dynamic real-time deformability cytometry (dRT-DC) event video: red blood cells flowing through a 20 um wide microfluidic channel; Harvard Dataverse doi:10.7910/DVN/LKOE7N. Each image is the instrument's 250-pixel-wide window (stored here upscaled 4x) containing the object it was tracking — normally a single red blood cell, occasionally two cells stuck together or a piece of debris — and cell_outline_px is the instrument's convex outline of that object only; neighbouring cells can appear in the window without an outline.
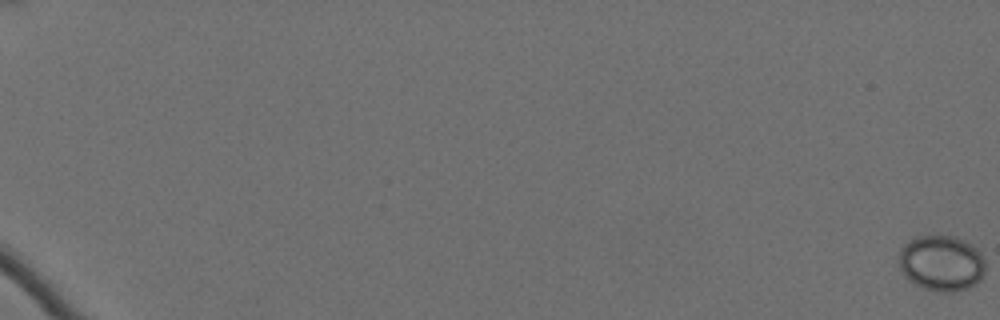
{"species": "Egyptian fruit bat (a non-hibernating species)", "species_latin": "Rousettus aegyptiacus", "temperature_condition": "cold", "stored_images_in_passage": 62, "camera_frame_rate_fps": 3000, "um_per_image_px": 0.085, "animal": {"sex": "female"}, "frame": {"image": 1, "passage_image": 1, "time_ms": 0.0, "image_size_px": [1000, 320], "cell_outline_px": [[984, 272], [980, 280], [976, 284], [968, 288], [952, 292], [940, 292], [924, 288], [916, 284], [900, 272], [900, 248], [908, 240], [920, 236], [956, 236], [964, 240], [976, 248], [980, 252], [984, 260]], "centroid_in_image_um": [80.03, 22.36], "position_along_channel_um": 5.0, "area_um2": 28.03}}
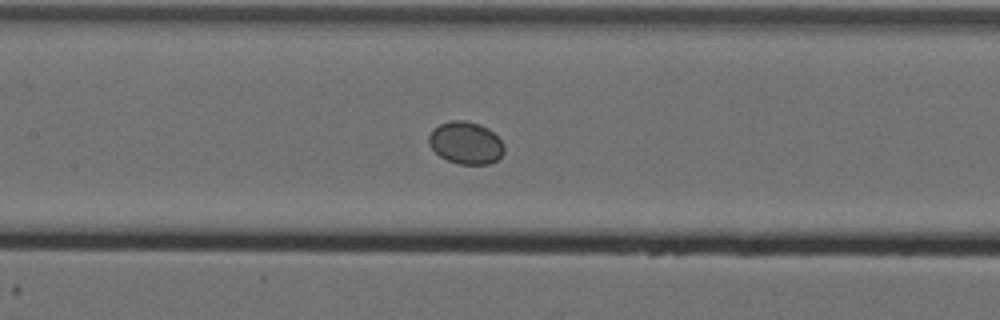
{"frame": {"image": 2, "passage_image": 36, "time_ms": 11.667, "image_size_px": [1000, 320], "cell_outline_px": [[504, 152], [496, 160], [488, 164], [460, 164], [448, 160], [440, 156], [428, 144], [428, 136], [432, 128], [440, 124], [452, 120], [464, 120], [480, 124], [488, 128], [504, 144]], "centroid_in_image_um": [39.57, 12.13], "position_along_channel_um": 167.8, "area_um2": 18.55}}
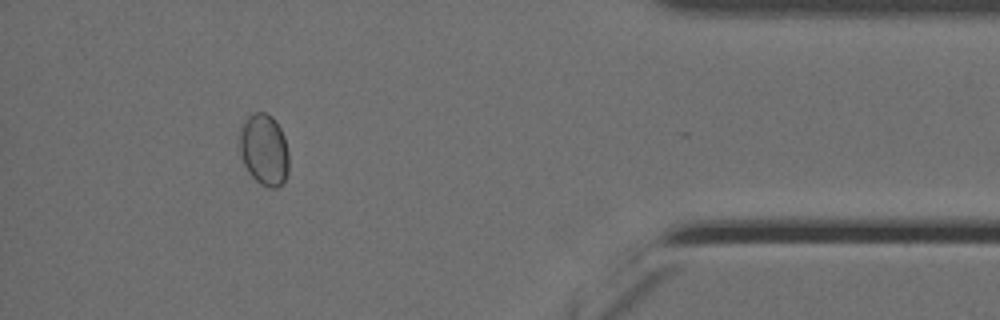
{"frame": {"image": 3, "passage_image": 60, "time_ms": 19.667, "image_size_px": [1000, 320], "cell_outline_px": [[288, 172], [284, 184], [276, 188], [268, 188], [260, 184], [248, 172], [244, 164], [240, 152], [240, 128], [248, 116], [252, 112], [264, 112], [272, 116], [280, 128], [284, 136], [288, 152]], "centroid_in_image_um": [22.46, 12.74], "position_along_channel_um": 412.7, "area_um2": 20.69}}